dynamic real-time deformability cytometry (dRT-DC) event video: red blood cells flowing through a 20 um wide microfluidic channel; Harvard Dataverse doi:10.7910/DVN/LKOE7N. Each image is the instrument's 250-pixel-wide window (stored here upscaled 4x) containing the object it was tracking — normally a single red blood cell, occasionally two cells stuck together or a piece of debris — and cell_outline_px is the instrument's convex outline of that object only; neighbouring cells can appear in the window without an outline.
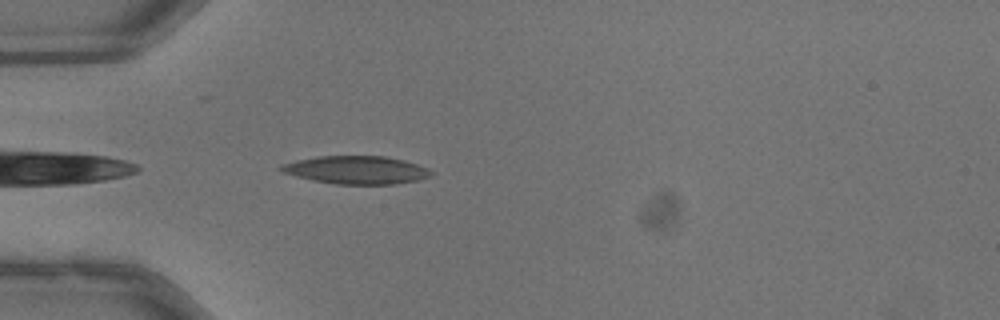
{"species": "common noctule bat (a hibernating species)", "species_latin": "Nyctalus noctula", "temperature_condition": "warm", "stored_images_in_passage": 25, "camera_frame_rate_fps": 3000, "um_per_image_px": 0.085, "animal": {"sex": "male", "body_mass_g": 13.3}, "frame": {"image": 1, "passage_image": 3, "time_ms": 0.667, "image_size_px": [1000, 320], "cell_outline_px": [[432, 176], [416, 180], [396, 184], [336, 184], [312, 180], [296, 176], [284, 172], [276, 168], [280, 164], [296, 160], [320, 156], [384, 156], [404, 160], [428, 168], [432, 172]], "centroid_in_image_um": [30.27, 14.44], "position_along_channel_um": 54.7, "area_um2": 24.45}}
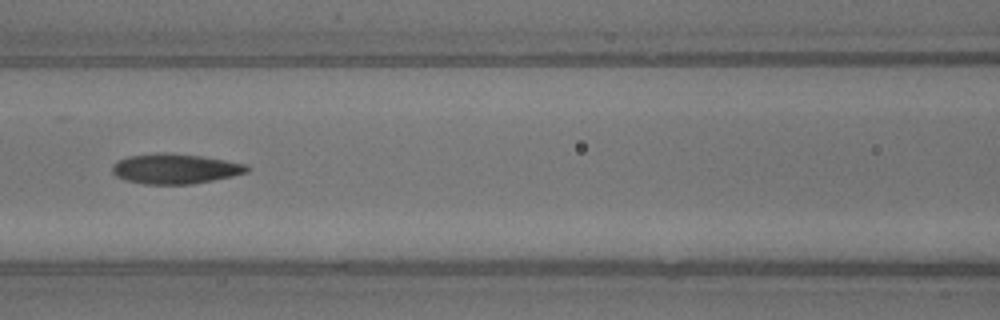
{"frame": {"image": 2, "passage_image": 11, "time_ms": 3.333, "image_size_px": [1000, 320], "cell_outline_px": [[248, 172], [232, 176], [192, 184], [144, 184], [124, 180], [116, 176], [112, 172], [112, 164], [128, 156], [156, 152], [164, 152], [200, 156], [248, 164]], "centroid_in_image_um": [14.85, 14.34], "position_along_channel_um": 151.7, "area_um2": 23.58}}
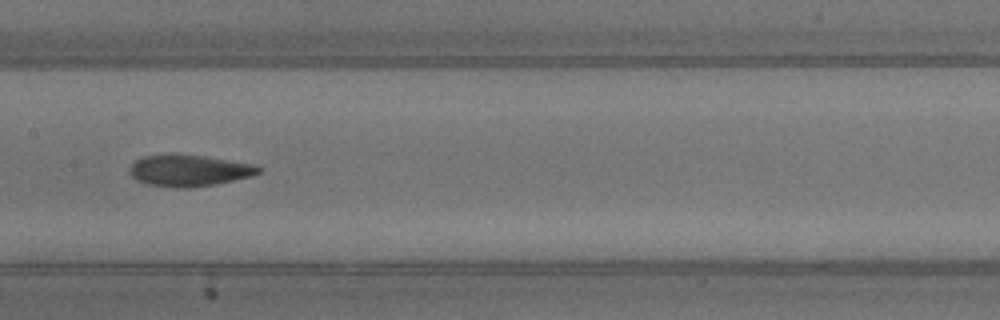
{"frame": {"image": 3, "passage_image": 14, "time_ms": 4.333, "image_size_px": [1000, 320], "cell_outline_px": [[264, 168], [260, 172], [252, 176], [212, 184], [188, 188], [180, 188], [148, 184], [136, 180], [132, 176], [128, 168], [136, 160], [144, 156], [204, 156], [256, 164]], "centroid_in_image_um": [16.12, 14.51], "position_along_channel_um": 191.3, "area_um2": 23.06}}